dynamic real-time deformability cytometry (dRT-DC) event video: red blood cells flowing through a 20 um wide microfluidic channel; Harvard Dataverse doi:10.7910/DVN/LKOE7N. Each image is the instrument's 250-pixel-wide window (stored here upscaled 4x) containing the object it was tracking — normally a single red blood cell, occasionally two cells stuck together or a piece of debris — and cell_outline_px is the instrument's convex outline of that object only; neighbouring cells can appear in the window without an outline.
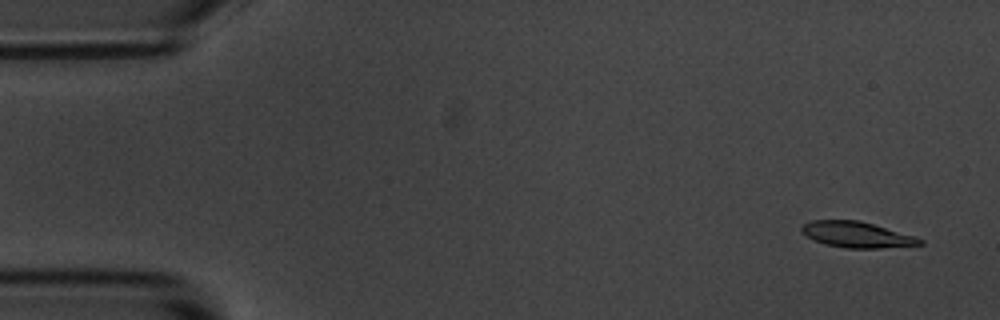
{"species": "common noctule bat (a hibernating species)", "species_latin": "Nyctalus noctula", "temperature_condition": "room temperature", "stored_images_in_passage": 7, "camera_frame_rate_fps": 3000, "um_per_image_px": 0.085, "animal": {"sex": "male", "body_mass_g": 20.1, "forearm_length_mm": 53.5}, "frame": {"image": 1, "passage_image": 1, "time_ms": 0.0, "image_size_px": [1000, 320], "cell_outline_px": [[924, 244], [880, 248], [844, 248], [824, 244], [800, 232], [800, 228], [804, 224], [812, 220], [860, 220], [916, 236], [924, 240]], "centroid_in_image_um": [72.85, 19.94], "position_along_channel_um": 12.1, "area_um2": 17.86}}
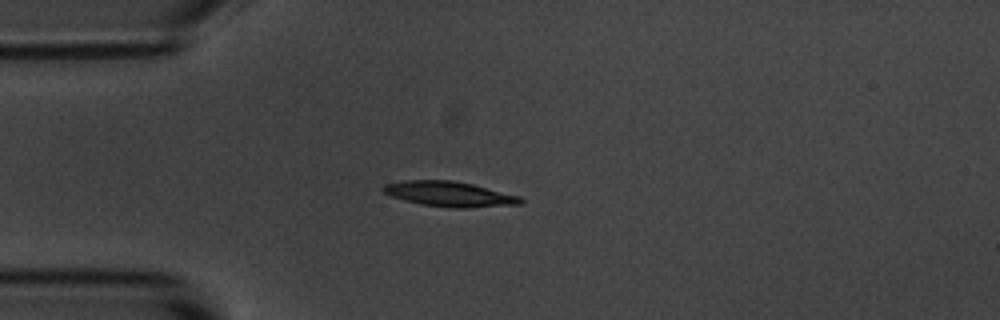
{"frame": {"image": 2, "passage_image": 4, "time_ms": 3.667, "image_size_px": [1000, 320], "cell_outline_px": [[524, 200], [520, 204], [468, 208], [452, 208], [420, 204], [404, 200], [392, 196], [384, 192], [380, 188], [384, 184], [404, 180], [452, 180], [472, 184], [520, 196]], "centroid_in_image_um": [38.18, 16.49], "position_along_channel_um": 46.8, "area_um2": 20.11}}
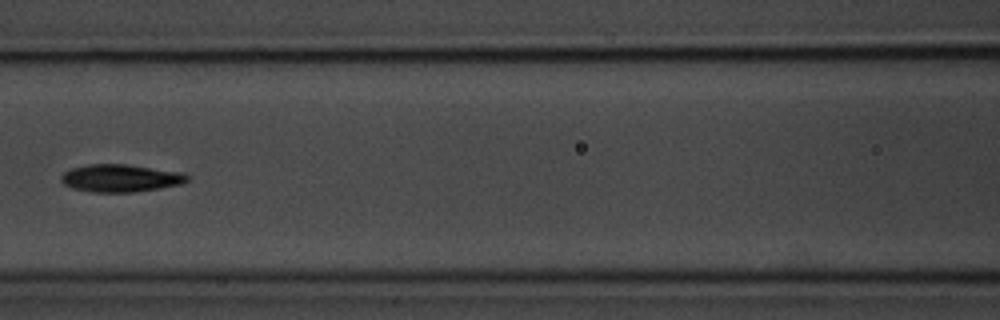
{"frame": {"image": 3, "passage_image": 7, "time_ms": 7.0, "image_size_px": [1000, 320], "cell_outline_px": [[188, 180], [180, 184], [160, 188], [132, 192], [92, 192], [72, 188], [64, 184], [60, 180], [60, 176], [64, 172], [72, 168], [88, 164], [128, 164], [184, 172], [188, 176]], "centroid_in_image_um": [10.24, 15.13], "position_along_channel_um": 156.4, "area_um2": 20.35}}